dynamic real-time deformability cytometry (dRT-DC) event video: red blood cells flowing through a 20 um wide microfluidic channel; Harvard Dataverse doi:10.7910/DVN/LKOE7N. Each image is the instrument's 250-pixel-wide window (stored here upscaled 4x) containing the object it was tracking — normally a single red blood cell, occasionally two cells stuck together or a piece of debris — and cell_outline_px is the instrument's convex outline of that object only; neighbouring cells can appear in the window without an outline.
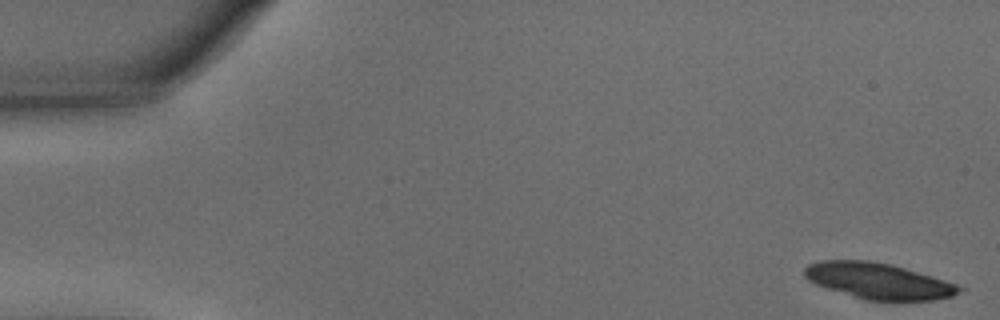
{"species": "common noctule bat (a hibernating species)", "species_latin": "Nyctalus noctula", "temperature_condition": "warm", "stored_images_in_passage": 12, "camera_frame_rate_fps": 3000, "um_per_image_px": 0.085, "animal": {"sex": "male", "body_mass_g": 15.6}, "frame": {"image": 1, "passage_image": 1, "time_ms": 0.0, "image_size_px": [1000, 320], "cell_outline_px": [[968, 288], [952, 296], [932, 300], [864, 300], [816, 284], [808, 280], [804, 276], [804, 268], [808, 264], [820, 260], [868, 260], [892, 264], [932, 276]], "centroid_in_image_um": [74.67, 23.87], "position_along_channel_um": 10.3, "area_um2": 32.43}}